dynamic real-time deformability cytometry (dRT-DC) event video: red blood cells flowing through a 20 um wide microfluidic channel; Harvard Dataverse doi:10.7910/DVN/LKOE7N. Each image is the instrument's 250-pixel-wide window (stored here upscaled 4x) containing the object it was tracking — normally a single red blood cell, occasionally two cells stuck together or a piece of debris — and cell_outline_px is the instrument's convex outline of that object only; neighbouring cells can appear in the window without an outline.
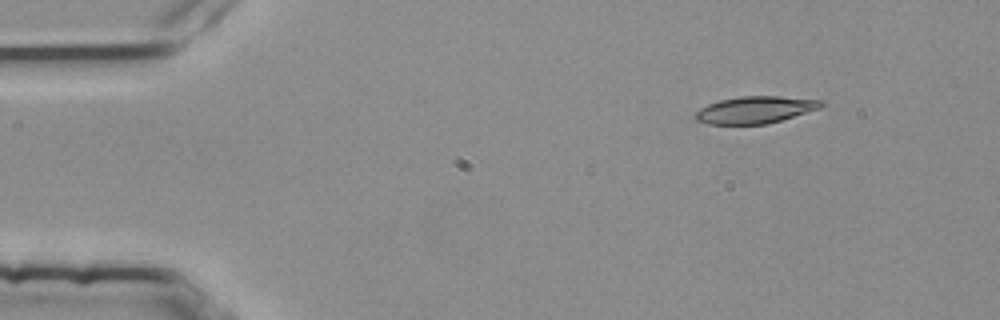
{"species": "common noctule bat (a hibernating species)", "species_latin": "Nyctalus noctula", "temperature_condition": "room temperature", "stored_images_in_passage": 2, "camera_frame_rate_fps": 3000, "um_per_image_px": 0.085, "animal": {"sex": "female", "body_mass_g": 25.1}, "frame": {"image": 1, "passage_image": 2, "time_ms": 0.333, "image_size_px": [1000, 320], "cell_outline_px": [[824, 104], [820, 108], [768, 124], [708, 124], [696, 120], [692, 116], [700, 108], [708, 104], [720, 100], [740, 96], [780, 96], [824, 100]], "centroid_in_image_um": [64.18, 9.33], "position_along_channel_um": 20.8, "area_um2": 19.88}}